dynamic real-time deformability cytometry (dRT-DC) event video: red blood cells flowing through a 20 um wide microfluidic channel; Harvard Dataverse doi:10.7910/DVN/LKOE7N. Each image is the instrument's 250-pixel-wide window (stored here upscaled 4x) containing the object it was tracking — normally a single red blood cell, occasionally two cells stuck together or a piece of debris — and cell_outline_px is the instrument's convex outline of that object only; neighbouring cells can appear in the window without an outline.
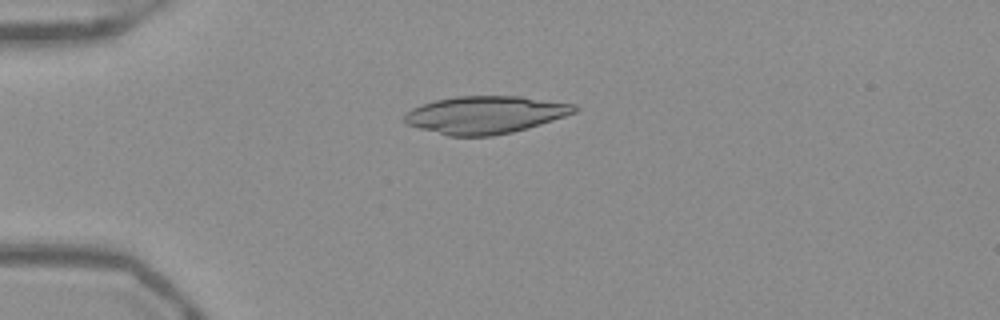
{"species": "Egyptian fruit bat (a non-hibernating species)", "species_latin": "Rousettus aegyptiacus", "temperature_condition": "warm", "stored_images_in_passage": 40, "camera_frame_rate_fps": 3000, "um_per_image_px": 0.085, "frame": {"image": 1, "passage_image": 2, "time_ms": 0.333, "image_size_px": [1000, 320], "cell_outline_px": [[580, 108], [576, 112], [540, 124], [512, 132], [492, 136], [448, 136], [420, 128], [408, 124], [404, 120], [404, 116], [412, 108], [436, 100], [456, 96], [520, 96], [576, 104]], "centroid_in_image_um": [41.28, 9.75], "position_along_channel_um": 43.7, "area_um2": 36.93}}
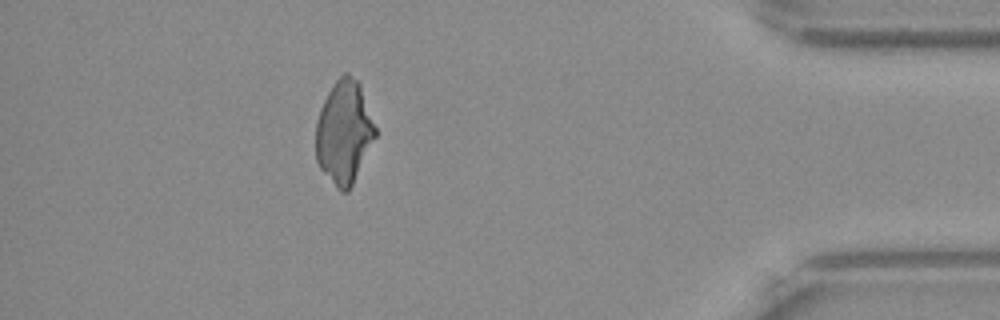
{"frame": {"image": 2, "passage_image": 35, "time_ms": 11.333, "image_size_px": [1000, 320], "cell_outline_px": [[376, 136], [348, 192], [340, 192], [336, 188], [320, 168], [316, 160], [316, 120], [320, 108], [328, 92], [336, 80], [344, 72], [348, 72], [360, 84], [376, 128]], "centroid_in_image_um": [29.23, 11.24], "position_along_channel_um": 406.0, "area_um2": 35.55}}